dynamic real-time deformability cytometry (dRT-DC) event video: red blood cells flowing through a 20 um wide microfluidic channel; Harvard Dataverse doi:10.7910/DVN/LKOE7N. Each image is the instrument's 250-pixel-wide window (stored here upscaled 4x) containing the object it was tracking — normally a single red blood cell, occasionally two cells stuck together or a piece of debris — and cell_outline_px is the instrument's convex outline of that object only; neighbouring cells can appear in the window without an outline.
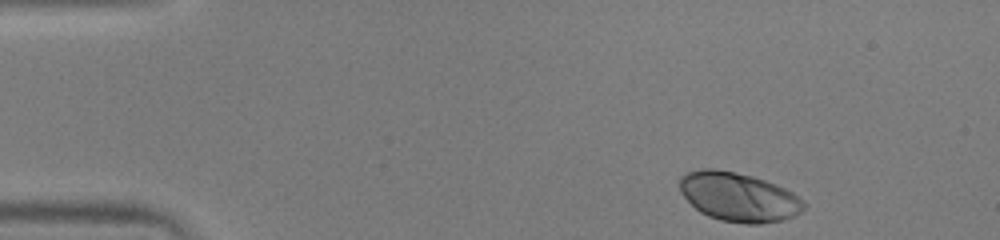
{"species": "human", "species_latin": "Homo sapiens", "temperature_condition": "warm", "stored_images_in_passage": 46, "camera_frame_rate_fps": 3000, "um_per_image_px": 0.085, "donor": {"sex": "male"}, "frame": {"image": 1, "passage_image": 1, "time_ms": 0.0, "image_size_px": [1000, 240], "cell_outline_px": [[804, 208], [800, 212], [784, 220], [760, 224], [748, 224], [720, 220], [708, 216], [700, 212], [680, 192], [680, 176], [688, 172], [700, 168], [716, 168], [736, 172], [752, 176], [776, 184], [792, 192], [804, 204]], "centroid_in_image_um": [62.75, 16.73], "position_along_channel_um": 22.3, "area_um2": 35.32}}
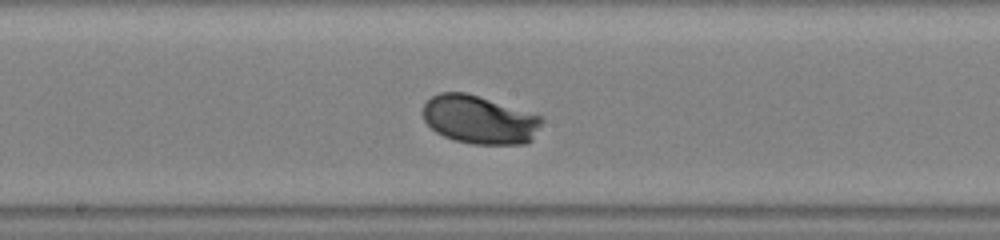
{"frame": {"image": 2, "passage_image": 22, "time_ms": 7.0, "image_size_px": [1000, 240], "cell_outline_px": [[544, 120], [532, 140], [524, 144], [472, 144], [456, 140], [444, 136], [436, 132], [424, 120], [424, 104], [432, 96], [440, 92], [464, 92], [540, 116]], "centroid_in_image_um": [40.75, 10.19], "position_along_channel_um": 207.5, "area_um2": 32.95}}
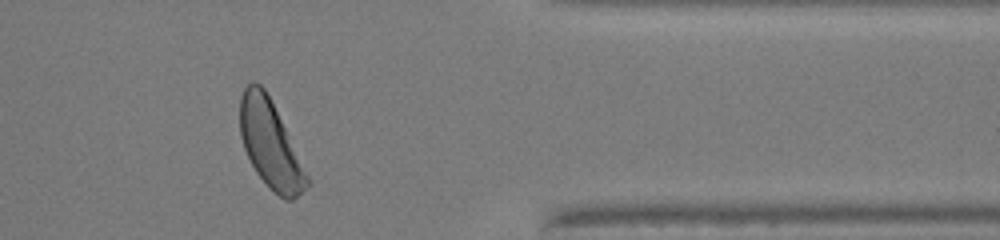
{"frame": {"image": 3, "passage_image": 37, "time_ms": 12.0, "image_size_px": [1000, 240], "cell_outline_px": [[312, 184], [292, 200], [284, 200], [256, 172], [244, 148], [240, 136], [240, 96], [244, 88], [252, 80], [260, 84], [264, 88], [312, 180]], "centroid_in_image_um": [23.0, 12.28], "position_along_channel_um": 388.4, "area_um2": 33.7}, "authors_computed_cell_mechanics": {"area_um2": 33.3795, "velocity_mm_per_s": 3.9721, "shape_relaxation_time_tau1_ms": 1.7486, "shape_relaxation_time_tau2_ms": 3.7788, "deformation_change_tau1": 0.1397, "deformation_change_tau2": 0.0899}}